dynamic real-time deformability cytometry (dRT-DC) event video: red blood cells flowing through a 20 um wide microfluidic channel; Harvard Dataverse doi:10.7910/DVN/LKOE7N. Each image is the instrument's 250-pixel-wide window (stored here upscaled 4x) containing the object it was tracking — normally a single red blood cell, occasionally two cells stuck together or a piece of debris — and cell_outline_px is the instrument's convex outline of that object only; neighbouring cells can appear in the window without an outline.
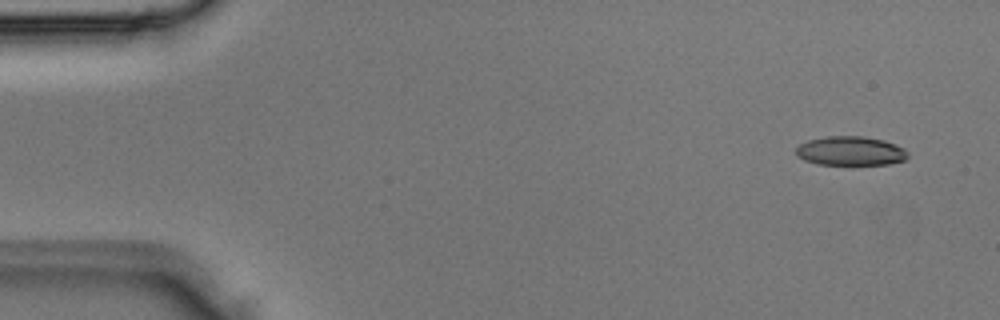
{"species": "Egyptian fruit bat (a non-hibernating species)", "species_latin": "Rousettus aegyptiacus", "temperature_condition": "room temperature", "stored_images_in_passage": 3, "camera_frame_rate_fps": 3000, "um_per_image_px": 0.085, "animal": {"sex": "male"}, "frame": {"image": 1, "passage_image": 1, "time_ms": 0.0, "image_size_px": [1000, 320], "cell_outline_px": [[908, 156], [904, 160], [888, 164], [852, 168], [816, 164], [804, 160], [796, 156], [796, 148], [800, 144], [808, 140], [824, 136], [864, 136], [884, 140], [896, 144], [904, 148], [908, 152]], "centroid_in_image_um": [72.29, 12.88], "position_along_channel_um": 12.7, "area_um2": 20.11}}